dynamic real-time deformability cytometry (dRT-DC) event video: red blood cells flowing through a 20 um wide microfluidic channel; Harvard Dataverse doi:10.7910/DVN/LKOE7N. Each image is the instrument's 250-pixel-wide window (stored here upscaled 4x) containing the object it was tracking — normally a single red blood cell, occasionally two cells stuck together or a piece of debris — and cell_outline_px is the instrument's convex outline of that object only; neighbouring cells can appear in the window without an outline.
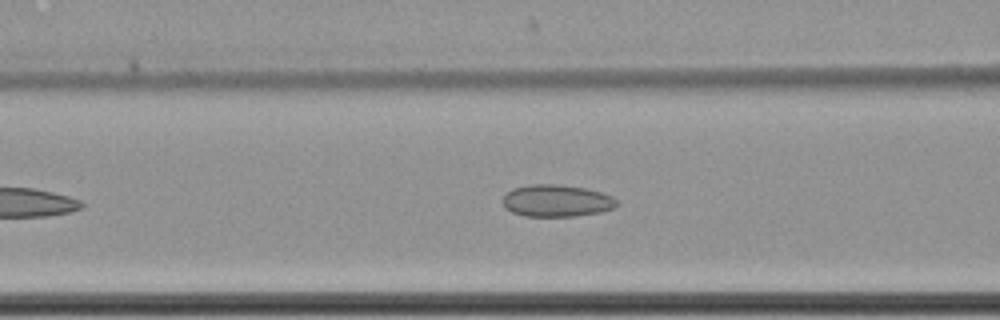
{"species": "common noctule bat (a hibernating species)", "species_latin": "Nyctalus noctula", "temperature_condition": "cold", "stored_images_in_passage": 20, "camera_frame_rate_fps": 3000, "um_per_image_px": 0.085, "animal": {"sex": "female", "body_mass_g": 22.7, "forearm_length_mm": 54.2}, "frame": {"image": 1, "passage_image": 12, "time_ms": 3.667, "image_size_px": [1000, 320], "cell_outline_px": [[620, 204], [612, 208], [600, 212], [576, 216], [524, 216], [512, 212], [504, 208], [504, 196], [512, 188], [528, 184], [560, 184], [584, 188], [600, 192], [612, 196]], "centroid_in_image_um": [47.3, 17.06], "position_along_channel_um": 119.3, "area_um2": 21.33}}